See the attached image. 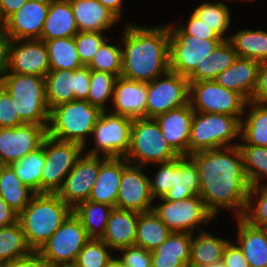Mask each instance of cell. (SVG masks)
<instances>
[{
  "instance_id": "cell-58",
  "label": "cell",
  "mask_w": 267,
  "mask_h": 267,
  "mask_svg": "<svg viewBox=\"0 0 267 267\" xmlns=\"http://www.w3.org/2000/svg\"><path fill=\"white\" fill-rule=\"evenodd\" d=\"M9 38L0 24V77L6 71L7 67V47Z\"/></svg>"
},
{
  "instance_id": "cell-62",
  "label": "cell",
  "mask_w": 267,
  "mask_h": 267,
  "mask_svg": "<svg viewBox=\"0 0 267 267\" xmlns=\"http://www.w3.org/2000/svg\"><path fill=\"white\" fill-rule=\"evenodd\" d=\"M4 167H5V164L0 160V174Z\"/></svg>"
},
{
  "instance_id": "cell-63",
  "label": "cell",
  "mask_w": 267,
  "mask_h": 267,
  "mask_svg": "<svg viewBox=\"0 0 267 267\" xmlns=\"http://www.w3.org/2000/svg\"><path fill=\"white\" fill-rule=\"evenodd\" d=\"M63 267H76L75 265H67V266H63Z\"/></svg>"
},
{
  "instance_id": "cell-31",
  "label": "cell",
  "mask_w": 267,
  "mask_h": 267,
  "mask_svg": "<svg viewBox=\"0 0 267 267\" xmlns=\"http://www.w3.org/2000/svg\"><path fill=\"white\" fill-rule=\"evenodd\" d=\"M229 241L214 235L207 229L192 234L189 266L206 267L221 260Z\"/></svg>"
},
{
  "instance_id": "cell-17",
  "label": "cell",
  "mask_w": 267,
  "mask_h": 267,
  "mask_svg": "<svg viewBox=\"0 0 267 267\" xmlns=\"http://www.w3.org/2000/svg\"><path fill=\"white\" fill-rule=\"evenodd\" d=\"M49 71V56L44 41L40 39L9 40L7 67L4 73L45 77Z\"/></svg>"
},
{
  "instance_id": "cell-50",
  "label": "cell",
  "mask_w": 267,
  "mask_h": 267,
  "mask_svg": "<svg viewBox=\"0 0 267 267\" xmlns=\"http://www.w3.org/2000/svg\"><path fill=\"white\" fill-rule=\"evenodd\" d=\"M24 124L14 107V101L8 91L0 84V128L16 127Z\"/></svg>"
},
{
  "instance_id": "cell-35",
  "label": "cell",
  "mask_w": 267,
  "mask_h": 267,
  "mask_svg": "<svg viewBox=\"0 0 267 267\" xmlns=\"http://www.w3.org/2000/svg\"><path fill=\"white\" fill-rule=\"evenodd\" d=\"M36 193L16 175L10 165H5L0 174V195L19 214Z\"/></svg>"
},
{
  "instance_id": "cell-41",
  "label": "cell",
  "mask_w": 267,
  "mask_h": 267,
  "mask_svg": "<svg viewBox=\"0 0 267 267\" xmlns=\"http://www.w3.org/2000/svg\"><path fill=\"white\" fill-rule=\"evenodd\" d=\"M243 156L245 175L251 186L267 180V147L238 145Z\"/></svg>"
},
{
  "instance_id": "cell-26",
  "label": "cell",
  "mask_w": 267,
  "mask_h": 267,
  "mask_svg": "<svg viewBox=\"0 0 267 267\" xmlns=\"http://www.w3.org/2000/svg\"><path fill=\"white\" fill-rule=\"evenodd\" d=\"M236 222L235 243L241 249L250 267H267L266 229L251 226L241 217L236 218Z\"/></svg>"
},
{
  "instance_id": "cell-42",
  "label": "cell",
  "mask_w": 267,
  "mask_h": 267,
  "mask_svg": "<svg viewBox=\"0 0 267 267\" xmlns=\"http://www.w3.org/2000/svg\"><path fill=\"white\" fill-rule=\"evenodd\" d=\"M250 186L242 219L254 227L267 226V182Z\"/></svg>"
},
{
  "instance_id": "cell-36",
  "label": "cell",
  "mask_w": 267,
  "mask_h": 267,
  "mask_svg": "<svg viewBox=\"0 0 267 267\" xmlns=\"http://www.w3.org/2000/svg\"><path fill=\"white\" fill-rule=\"evenodd\" d=\"M114 207L90 200L81 202L73 213L81 220L90 239H101Z\"/></svg>"
},
{
  "instance_id": "cell-53",
  "label": "cell",
  "mask_w": 267,
  "mask_h": 267,
  "mask_svg": "<svg viewBox=\"0 0 267 267\" xmlns=\"http://www.w3.org/2000/svg\"><path fill=\"white\" fill-rule=\"evenodd\" d=\"M250 101L267 106V63H260L257 84Z\"/></svg>"
},
{
  "instance_id": "cell-40",
  "label": "cell",
  "mask_w": 267,
  "mask_h": 267,
  "mask_svg": "<svg viewBox=\"0 0 267 267\" xmlns=\"http://www.w3.org/2000/svg\"><path fill=\"white\" fill-rule=\"evenodd\" d=\"M45 164L44 140L42 146L29 152L19 161L11 164L18 178L35 193H41V174Z\"/></svg>"
},
{
  "instance_id": "cell-5",
  "label": "cell",
  "mask_w": 267,
  "mask_h": 267,
  "mask_svg": "<svg viewBox=\"0 0 267 267\" xmlns=\"http://www.w3.org/2000/svg\"><path fill=\"white\" fill-rule=\"evenodd\" d=\"M102 110L87 100H73L50 110L48 135L60 141L76 142L87 147L94 125Z\"/></svg>"
},
{
  "instance_id": "cell-20",
  "label": "cell",
  "mask_w": 267,
  "mask_h": 267,
  "mask_svg": "<svg viewBox=\"0 0 267 267\" xmlns=\"http://www.w3.org/2000/svg\"><path fill=\"white\" fill-rule=\"evenodd\" d=\"M49 7L50 0H28L2 23L9 40L40 39Z\"/></svg>"
},
{
  "instance_id": "cell-48",
  "label": "cell",
  "mask_w": 267,
  "mask_h": 267,
  "mask_svg": "<svg viewBox=\"0 0 267 267\" xmlns=\"http://www.w3.org/2000/svg\"><path fill=\"white\" fill-rule=\"evenodd\" d=\"M237 57L238 55L233 45L228 40H224L219 47L207 57V59L211 61L212 80H215L218 74L230 67Z\"/></svg>"
},
{
  "instance_id": "cell-25",
  "label": "cell",
  "mask_w": 267,
  "mask_h": 267,
  "mask_svg": "<svg viewBox=\"0 0 267 267\" xmlns=\"http://www.w3.org/2000/svg\"><path fill=\"white\" fill-rule=\"evenodd\" d=\"M259 62L237 57L235 62L217 75L215 81L230 90L241 94L250 101L257 84Z\"/></svg>"
},
{
  "instance_id": "cell-27",
  "label": "cell",
  "mask_w": 267,
  "mask_h": 267,
  "mask_svg": "<svg viewBox=\"0 0 267 267\" xmlns=\"http://www.w3.org/2000/svg\"><path fill=\"white\" fill-rule=\"evenodd\" d=\"M139 212L113 208L101 238L114 253L135 245Z\"/></svg>"
},
{
  "instance_id": "cell-21",
  "label": "cell",
  "mask_w": 267,
  "mask_h": 267,
  "mask_svg": "<svg viewBox=\"0 0 267 267\" xmlns=\"http://www.w3.org/2000/svg\"><path fill=\"white\" fill-rule=\"evenodd\" d=\"M147 82L117 77L108 111L131 119L146 118ZM111 109V110H110Z\"/></svg>"
},
{
  "instance_id": "cell-6",
  "label": "cell",
  "mask_w": 267,
  "mask_h": 267,
  "mask_svg": "<svg viewBox=\"0 0 267 267\" xmlns=\"http://www.w3.org/2000/svg\"><path fill=\"white\" fill-rule=\"evenodd\" d=\"M241 121L220 113L194 111L188 143V156L205 150L237 146L240 140Z\"/></svg>"
},
{
  "instance_id": "cell-30",
  "label": "cell",
  "mask_w": 267,
  "mask_h": 267,
  "mask_svg": "<svg viewBox=\"0 0 267 267\" xmlns=\"http://www.w3.org/2000/svg\"><path fill=\"white\" fill-rule=\"evenodd\" d=\"M240 141L238 145L267 147V106L247 102L241 120Z\"/></svg>"
},
{
  "instance_id": "cell-47",
  "label": "cell",
  "mask_w": 267,
  "mask_h": 267,
  "mask_svg": "<svg viewBox=\"0 0 267 267\" xmlns=\"http://www.w3.org/2000/svg\"><path fill=\"white\" fill-rule=\"evenodd\" d=\"M103 32H82L79 31L75 36V43L80 61L83 65H88L98 49L108 39Z\"/></svg>"
},
{
  "instance_id": "cell-2",
  "label": "cell",
  "mask_w": 267,
  "mask_h": 267,
  "mask_svg": "<svg viewBox=\"0 0 267 267\" xmlns=\"http://www.w3.org/2000/svg\"><path fill=\"white\" fill-rule=\"evenodd\" d=\"M121 33V77L151 82L170 70L168 24L136 25L126 20Z\"/></svg>"
},
{
  "instance_id": "cell-28",
  "label": "cell",
  "mask_w": 267,
  "mask_h": 267,
  "mask_svg": "<svg viewBox=\"0 0 267 267\" xmlns=\"http://www.w3.org/2000/svg\"><path fill=\"white\" fill-rule=\"evenodd\" d=\"M192 234L172 232L156 249L151 251L152 267H188Z\"/></svg>"
},
{
  "instance_id": "cell-11",
  "label": "cell",
  "mask_w": 267,
  "mask_h": 267,
  "mask_svg": "<svg viewBox=\"0 0 267 267\" xmlns=\"http://www.w3.org/2000/svg\"><path fill=\"white\" fill-rule=\"evenodd\" d=\"M169 38L170 70L188 76L200 62L213 53L224 39H198L185 34L173 22H167Z\"/></svg>"
},
{
  "instance_id": "cell-7",
  "label": "cell",
  "mask_w": 267,
  "mask_h": 267,
  "mask_svg": "<svg viewBox=\"0 0 267 267\" xmlns=\"http://www.w3.org/2000/svg\"><path fill=\"white\" fill-rule=\"evenodd\" d=\"M179 156L163 136L155 118L133 119L130 146L124 157L129 163L147 167Z\"/></svg>"
},
{
  "instance_id": "cell-51",
  "label": "cell",
  "mask_w": 267,
  "mask_h": 267,
  "mask_svg": "<svg viewBox=\"0 0 267 267\" xmlns=\"http://www.w3.org/2000/svg\"><path fill=\"white\" fill-rule=\"evenodd\" d=\"M190 17L184 24H176L185 34L194 36L198 39H222L216 32L210 29L191 11Z\"/></svg>"
},
{
  "instance_id": "cell-39",
  "label": "cell",
  "mask_w": 267,
  "mask_h": 267,
  "mask_svg": "<svg viewBox=\"0 0 267 267\" xmlns=\"http://www.w3.org/2000/svg\"><path fill=\"white\" fill-rule=\"evenodd\" d=\"M44 42L48 51L50 70H75L83 66L74 37L56 38Z\"/></svg>"
},
{
  "instance_id": "cell-64",
  "label": "cell",
  "mask_w": 267,
  "mask_h": 267,
  "mask_svg": "<svg viewBox=\"0 0 267 267\" xmlns=\"http://www.w3.org/2000/svg\"><path fill=\"white\" fill-rule=\"evenodd\" d=\"M235 1V0H234ZM236 1H238V0H236ZM239 1H247V2H249V1H252V0H239Z\"/></svg>"
},
{
  "instance_id": "cell-12",
  "label": "cell",
  "mask_w": 267,
  "mask_h": 267,
  "mask_svg": "<svg viewBox=\"0 0 267 267\" xmlns=\"http://www.w3.org/2000/svg\"><path fill=\"white\" fill-rule=\"evenodd\" d=\"M44 151L41 193H57L84 152V147L76 142L60 141L47 135L44 139Z\"/></svg>"
},
{
  "instance_id": "cell-23",
  "label": "cell",
  "mask_w": 267,
  "mask_h": 267,
  "mask_svg": "<svg viewBox=\"0 0 267 267\" xmlns=\"http://www.w3.org/2000/svg\"><path fill=\"white\" fill-rule=\"evenodd\" d=\"M122 177V157L99 156V174L88 200L116 208Z\"/></svg>"
},
{
  "instance_id": "cell-14",
  "label": "cell",
  "mask_w": 267,
  "mask_h": 267,
  "mask_svg": "<svg viewBox=\"0 0 267 267\" xmlns=\"http://www.w3.org/2000/svg\"><path fill=\"white\" fill-rule=\"evenodd\" d=\"M190 83L186 76L169 70L147 82L146 118L179 108L189 103Z\"/></svg>"
},
{
  "instance_id": "cell-19",
  "label": "cell",
  "mask_w": 267,
  "mask_h": 267,
  "mask_svg": "<svg viewBox=\"0 0 267 267\" xmlns=\"http://www.w3.org/2000/svg\"><path fill=\"white\" fill-rule=\"evenodd\" d=\"M99 174V156L82 153L57 195L73 210L88 200Z\"/></svg>"
},
{
  "instance_id": "cell-15",
  "label": "cell",
  "mask_w": 267,
  "mask_h": 267,
  "mask_svg": "<svg viewBox=\"0 0 267 267\" xmlns=\"http://www.w3.org/2000/svg\"><path fill=\"white\" fill-rule=\"evenodd\" d=\"M91 69L83 65L75 70H50L45 76L49 109L73 100H87Z\"/></svg>"
},
{
  "instance_id": "cell-18",
  "label": "cell",
  "mask_w": 267,
  "mask_h": 267,
  "mask_svg": "<svg viewBox=\"0 0 267 267\" xmlns=\"http://www.w3.org/2000/svg\"><path fill=\"white\" fill-rule=\"evenodd\" d=\"M47 135V127L38 124L0 128V160L5 165L19 161L40 148Z\"/></svg>"
},
{
  "instance_id": "cell-43",
  "label": "cell",
  "mask_w": 267,
  "mask_h": 267,
  "mask_svg": "<svg viewBox=\"0 0 267 267\" xmlns=\"http://www.w3.org/2000/svg\"><path fill=\"white\" fill-rule=\"evenodd\" d=\"M116 76L102 71L91 70L87 101L102 111L108 110L113 97ZM110 102V103H109Z\"/></svg>"
},
{
  "instance_id": "cell-52",
  "label": "cell",
  "mask_w": 267,
  "mask_h": 267,
  "mask_svg": "<svg viewBox=\"0 0 267 267\" xmlns=\"http://www.w3.org/2000/svg\"><path fill=\"white\" fill-rule=\"evenodd\" d=\"M222 260L225 267H250L239 246L231 240L224 249Z\"/></svg>"
},
{
  "instance_id": "cell-16",
  "label": "cell",
  "mask_w": 267,
  "mask_h": 267,
  "mask_svg": "<svg viewBox=\"0 0 267 267\" xmlns=\"http://www.w3.org/2000/svg\"><path fill=\"white\" fill-rule=\"evenodd\" d=\"M146 167L129 163L122 157V177L117 195L116 208L135 212L152 210L154 199L150 192Z\"/></svg>"
},
{
  "instance_id": "cell-13",
  "label": "cell",
  "mask_w": 267,
  "mask_h": 267,
  "mask_svg": "<svg viewBox=\"0 0 267 267\" xmlns=\"http://www.w3.org/2000/svg\"><path fill=\"white\" fill-rule=\"evenodd\" d=\"M189 102L194 111L227 114L241 121L248 101L236 91L209 80L190 83Z\"/></svg>"
},
{
  "instance_id": "cell-37",
  "label": "cell",
  "mask_w": 267,
  "mask_h": 267,
  "mask_svg": "<svg viewBox=\"0 0 267 267\" xmlns=\"http://www.w3.org/2000/svg\"><path fill=\"white\" fill-rule=\"evenodd\" d=\"M192 12L222 39H229L226 34L229 33L228 30L231 26L232 12L226 3L221 0L203 2L198 6L195 5Z\"/></svg>"
},
{
  "instance_id": "cell-24",
  "label": "cell",
  "mask_w": 267,
  "mask_h": 267,
  "mask_svg": "<svg viewBox=\"0 0 267 267\" xmlns=\"http://www.w3.org/2000/svg\"><path fill=\"white\" fill-rule=\"evenodd\" d=\"M79 31L108 33L120 20L98 0H70Z\"/></svg>"
},
{
  "instance_id": "cell-45",
  "label": "cell",
  "mask_w": 267,
  "mask_h": 267,
  "mask_svg": "<svg viewBox=\"0 0 267 267\" xmlns=\"http://www.w3.org/2000/svg\"><path fill=\"white\" fill-rule=\"evenodd\" d=\"M102 240L89 239L79 252L76 267H106L116 253Z\"/></svg>"
},
{
  "instance_id": "cell-8",
  "label": "cell",
  "mask_w": 267,
  "mask_h": 267,
  "mask_svg": "<svg viewBox=\"0 0 267 267\" xmlns=\"http://www.w3.org/2000/svg\"><path fill=\"white\" fill-rule=\"evenodd\" d=\"M154 201L157 204L154 202L153 212L172 232L194 234L195 231H204L206 225H209L212 220L218 221L200 195L176 201L163 198Z\"/></svg>"
},
{
  "instance_id": "cell-56",
  "label": "cell",
  "mask_w": 267,
  "mask_h": 267,
  "mask_svg": "<svg viewBox=\"0 0 267 267\" xmlns=\"http://www.w3.org/2000/svg\"><path fill=\"white\" fill-rule=\"evenodd\" d=\"M28 0H0V24L19 10Z\"/></svg>"
},
{
  "instance_id": "cell-10",
  "label": "cell",
  "mask_w": 267,
  "mask_h": 267,
  "mask_svg": "<svg viewBox=\"0 0 267 267\" xmlns=\"http://www.w3.org/2000/svg\"><path fill=\"white\" fill-rule=\"evenodd\" d=\"M132 123L133 119L129 117L108 110L102 111L91 135L94 146L89 150L84 147V153L103 157H125L130 146Z\"/></svg>"
},
{
  "instance_id": "cell-22",
  "label": "cell",
  "mask_w": 267,
  "mask_h": 267,
  "mask_svg": "<svg viewBox=\"0 0 267 267\" xmlns=\"http://www.w3.org/2000/svg\"><path fill=\"white\" fill-rule=\"evenodd\" d=\"M194 110L190 102L155 117L163 136L170 146L180 155L188 156V143Z\"/></svg>"
},
{
  "instance_id": "cell-61",
  "label": "cell",
  "mask_w": 267,
  "mask_h": 267,
  "mask_svg": "<svg viewBox=\"0 0 267 267\" xmlns=\"http://www.w3.org/2000/svg\"><path fill=\"white\" fill-rule=\"evenodd\" d=\"M188 267H202V266H188ZM206 267H225L223 260H219L216 263H212L209 266Z\"/></svg>"
},
{
  "instance_id": "cell-1",
  "label": "cell",
  "mask_w": 267,
  "mask_h": 267,
  "mask_svg": "<svg viewBox=\"0 0 267 267\" xmlns=\"http://www.w3.org/2000/svg\"><path fill=\"white\" fill-rule=\"evenodd\" d=\"M189 157L200 174L199 195L216 219L222 209L234 213V218L242 217L251 185L239 146L205 150Z\"/></svg>"
},
{
  "instance_id": "cell-46",
  "label": "cell",
  "mask_w": 267,
  "mask_h": 267,
  "mask_svg": "<svg viewBox=\"0 0 267 267\" xmlns=\"http://www.w3.org/2000/svg\"><path fill=\"white\" fill-rule=\"evenodd\" d=\"M157 172L153 178L149 175L150 192L153 199L163 198L164 195L175 185L176 181V159L157 163Z\"/></svg>"
},
{
  "instance_id": "cell-3",
  "label": "cell",
  "mask_w": 267,
  "mask_h": 267,
  "mask_svg": "<svg viewBox=\"0 0 267 267\" xmlns=\"http://www.w3.org/2000/svg\"><path fill=\"white\" fill-rule=\"evenodd\" d=\"M72 212L56 193H36L17 221L28 245L38 251Z\"/></svg>"
},
{
  "instance_id": "cell-59",
  "label": "cell",
  "mask_w": 267,
  "mask_h": 267,
  "mask_svg": "<svg viewBox=\"0 0 267 267\" xmlns=\"http://www.w3.org/2000/svg\"><path fill=\"white\" fill-rule=\"evenodd\" d=\"M104 7L110 10L119 20L122 19L124 0H98Z\"/></svg>"
},
{
  "instance_id": "cell-38",
  "label": "cell",
  "mask_w": 267,
  "mask_h": 267,
  "mask_svg": "<svg viewBox=\"0 0 267 267\" xmlns=\"http://www.w3.org/2000/svg\"><path fill=\"white\" fill-rule=\"evenodd\" d=\"M32 251L18 221L0 228V267L27 256Z\"/></svg>"
},
{
  "instance_id": "cell-4",
  "label": "cell",
  "mask_w": 267,
  "mask_h": 267,
  "mask_svg": "<svg viewBox=\"0 0 267 267\" xmlns=\"http://www.w3.org/2000/svg\"><path fill=\"white\" fill-rule=\"evenodd\" d=\"M0 84L11 95L19 119L24 124H38L48 128L50 109L46 99L45 77L3 73Z\"/></svg>"
},
{
  "instance_id": "cell-34",
  "label": "cell",
  "mask_w": 267,
  "mask_h": 267,
  "mask_svg": "<svg viewBox=\"0 0 267 267\" xmlns=\"http://www.w3.org/2000/svg\"><path fill=\"white\" fill-rule=\"evenodd\" d=\"M172 231L158 218L153 210L139 213L135 245L153 251Z\"/></svg>"
},
{
  "instance_id": "cell-55",
  "label": "cell",
  "mask_w": 267,
  "mask_h": 267,
  "mask_svg": "<svg viewBox=\"0 0 267 267\" xmlns=\"http://www.w3.org/2000/svg\"><path fill=\"white\" fill-rule=\"evenodd\" d=\"M189 83L212 80L211 61L203 59L199 65L187 76Z\"/></svg>"
},
{
  "instance_id": "cell-60",
  "label": "cell",
  "mask_w": 267,
  "mask_h": 267,
  "mask_svg": "<svg viewBox=\"0 0 267 267\" xmlns=\"http://www.w3.org/2000/svg\"><path fill=\"white\" fill-rule=\"evenodd\" d=\"M106 267H123L120 261L117 259L116 256H113V258L108 262Z\"/></svg>"
},
{
  "instance_id": "cell-44",
  "label": "cell",
  "mask_w": 267,
  "mask_h": 267,
  "mask_svg": "<svg viewBox=\"0 0 267 267\" xmlns=\"http://www.w3.org/2000/svg\"><path fill=\"white\" fill-rule=\"evenodd\" d=\"M91 70L108 72L116 77H121L122 71V49L121 42L114 44L108 39L102 44L94 55L92 61L87 65Z\"/></svg>"
},
{
  "instance_id": "cell-57",
  "label": "cell",
  "mask_w": 267,
  "mask_h": 267,
  "mask_svg": "<svg viewBox=\"0 0 267 267\" xmlns=\"http://www.w3.org/2000/svg\"><path fill=\"white\" fill-rule=\"evenodd\" d=\"M18 214L5 202L0 195V228L17 222Z\"/></svg>"
},
{
  "instance_id": "cell-33",
  "label": "cell",
  "mask_w": 267,
  "mask_h": 267,
  "mask_svg": "<svg viewBox=\"0 0 267 267\" xmlns=\"http://www.w3.org/2000/svg\"><path fill=\"white\" fill-rule=\"evenodd\" d=\"M228 41L238 57L267 63V30L238 29L229 35Z\"/></svg>"
},
{
  "instance_id": "cell-9",
  "label": "cell",
  "mask_w": 267,
  "mask_h": 267,
  "mask_svg": "<svg viewBox=\"0 0 267 267\" xmlns=\"http://www.w3.org/2000/svg\"><path fill=\"white\" fill-rule=\"evenodd\" d=\"M89 239L81 220L72 212L38 252L51 267L74 265Z\"/></svg>"
},
{
  "instance_id": "cell-29",
  "label": "cell",
  "mask_w": 267,
  "mask_h": 267,
  "mask_svg": "<svg viewBox=\"0 0 267 267\" xmlns=\"http://www.w3.org/2000/svg\"><path fill=\"white\" fill-rule=\"evenodd\" d=\"M78 32L70 0H50L40 40L74 37Z\"/></svg>"
},
{
  "instance_id": "cell-54",
  "label": "cell",
  "mask_w": 267,
  "mask_h": 267,
  "mask_svg": "<svg viewBox=\"0 0 267 267\" xmlns=\"http://www.w3.org/2000/svg\"><path fill=\"white\" fill-rule=\"evenodd\" d=\"M3 267H51L38 251H32L29 255L18 258Z\"/></svg>"
},
{
  "instance_id": "cell-49",
  "label": "cell",
  "mask_w": 267,
  "mask_h": 267,
  "mask_svg": "<svg viewBox=\"0 0 267 267\" xmlns=\"http://www.w3.org/2000/svg\"><path fill=\"white\" fill-rule=\"evenodd\" d=\"M116 256L123 267H152L151 251L136 245L116 251ZM121 253V254H120Z\"/></svg>"
},
{
  "instance_id": "cell-32",
  "label": "cell",
  "mask_w": 267,
  "mask_h": 267,
  "mask_svg": "<svg viewBox=\"0 0 267 267\" xmlns=\"http://www.w3.org/2000/svg\"><path fill=\"white\" fill-rule=\"evenodd\" d=\"M200 192V174L195 162L189 156L176 158L175 185L164 195L168 201L183 200Z\"/></svg>"
}]
</instances>
